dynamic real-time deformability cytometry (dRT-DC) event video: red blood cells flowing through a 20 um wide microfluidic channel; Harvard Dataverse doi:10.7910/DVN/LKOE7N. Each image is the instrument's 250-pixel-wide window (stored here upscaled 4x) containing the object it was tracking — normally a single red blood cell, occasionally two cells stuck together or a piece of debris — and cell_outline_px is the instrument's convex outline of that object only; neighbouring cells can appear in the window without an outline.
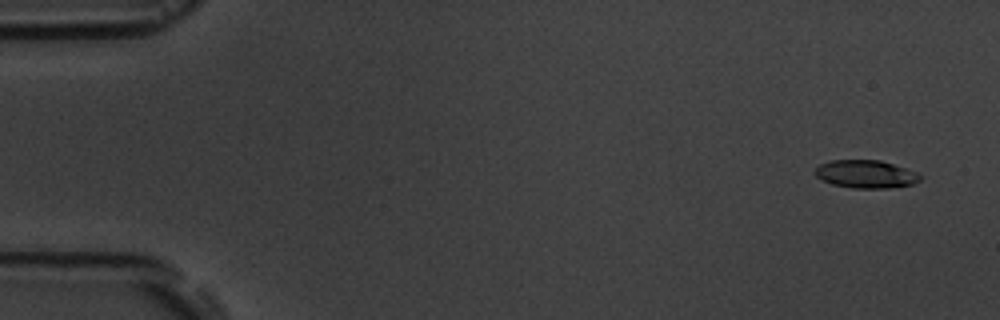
{"species": "common noctule bat (a hibernating species)", "species_latin": "Nyctalus noctula", "temperature_condition": "room temperature", "stored_images_in_passage": 5, "camera_frame_rate_fps": 3000, "um_per_image_px": 0.085, "animal": {"sex": "male", "body_mass_g": 19.5, "forearm_length_mm": 54.6}, "frame": {"image": 1, "passage_image": 1, "time_ms": 0.0, "image_size_px": [1000, 320], "cell_outline_px": [[924, 176], [920, 180], [912, 184], [888, 188], [852, 188], [832, 184], [816, 176], [816, 168], [820, 164], [828, 160], [880, 160], [916, 172]], "centroid_in_image_um": [73.6, 14.8], "position_along_channel_um": 11.4, "area_um2": 16.99}}